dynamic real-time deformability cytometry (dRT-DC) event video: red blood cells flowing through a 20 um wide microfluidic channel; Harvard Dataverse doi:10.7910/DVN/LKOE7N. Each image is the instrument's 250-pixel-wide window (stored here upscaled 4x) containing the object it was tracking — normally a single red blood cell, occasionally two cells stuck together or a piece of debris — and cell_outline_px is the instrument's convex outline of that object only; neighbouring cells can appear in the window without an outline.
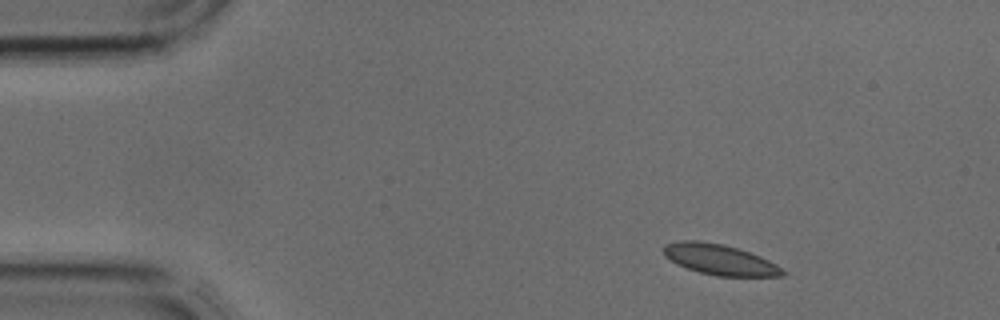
{"species": "common noctule bat (a hibernating species)", "species_latin": "Nyctalus noctula", "temperature_condition": "cold", "stored_images_in_passage": 2, "camera_frame_rate_fps": 3000, "um_per_image_px": 0.085, "animal": {"sex": "male", "body_mass_g": 17.9, "forearm_length_mm": 54.2}, "frame": {"image": 1, "passage_image": 1, "time_ms": 0.0, "image_size_px": [1000, 320], "cell_outline_px": [[788, 272], [784, 276], [716, 276], [700, 272], [688, 268], [664, 256], [664, 244], [680, 240], [700, 240], [724, 244], [760, 256], [776, 264]], "centroid_in_image_um": [61.2, 22.06], "position_along_channel_um": 23.8, "area_um2": 21.1}}